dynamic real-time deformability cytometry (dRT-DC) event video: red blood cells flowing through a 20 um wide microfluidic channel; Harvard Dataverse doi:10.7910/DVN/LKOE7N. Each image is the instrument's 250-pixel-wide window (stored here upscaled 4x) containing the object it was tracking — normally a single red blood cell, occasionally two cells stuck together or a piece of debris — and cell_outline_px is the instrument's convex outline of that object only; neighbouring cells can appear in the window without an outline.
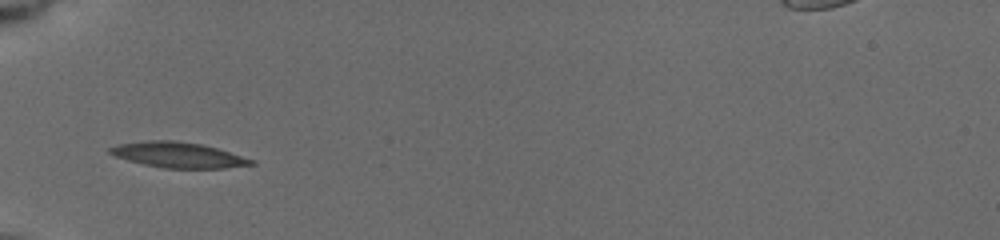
{"species": "common noctule bat (a hibernating species)", "species_latin": "Nyctalus noctula", "temperature_condition": "cold", "stored_images_in_passage": 2, "camera_frame_rate_fps": 3000, "um_per_image_px": 0.085, "animal": {"sex": "female", "body_mass_g": 19.5, "forearm_length_mm": 54.1}, "frame": {"image": 1, "passage_image": 1, "time_ms": 0.0, "image_size_px": [1000, 240], "cell_outline_px": [[256, 164], [224, 168], [164, 168], [144, 164], [128, 160], [116, 156], [108, 152], [108, 148], [120, 144], [144, 140], [172, 140], [200, 144], [216, 148], [256, 160]], "centroid_in_image_um": [15.16, 13.17], "position_along_channel_um": 69.8, "area_um2": 20.81}}